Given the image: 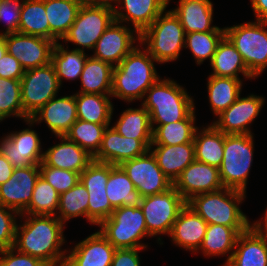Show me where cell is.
<instances>
[{"label": "cell", "instance_id": "cell-9", "mask_svg": "<svg viewBox=\"0 0 267 266\" xmlns=\"http://www.w3.org/2000/svg\"><path fill=\"white\" fill-rule=\"evenodd\" d=\"M267 21L243 23L224 27L225 36L232 42L248 68L256 78L267 67Z\"/></svg>", "mask_w": 267, "mask_h": 266}, {"label": "cell", "instance_id": "cell-23", "mask_svg": "<svg viewBox=\"0 0 267 266\" xmlns=\"http://www.w3.org/2000/svg\"><path fill=\"white\" fill-rule=\"evenodd\" d=\"M56 137H60L61 143L48 148L43 153L39 166H50L81 174L93 161V156L65 135Z\"/></svg>", "mask_w": 267, "mask_h": 266}, {"label": "cell", "instance_id": "cell-51", "mask_svg": "<svg viewBox=\"0 0 267 266\" xmlns=\"http://www.w3.org/2000/svg\"><path fill=\"white\" fill-rule=\"evenodd\" d=\"M143 249H116L111 266H140L139 251Z\"/></svg>", "mask_w": 267, "mask_h": 266}, {"label": "cell", "instance_id": "cell-40", "mask_svg": "<svg viewBox=\"0 0 267 266\" xmlns=\"http://www.w3.org/2000/svg\"><path fill=\"white\" fill-rule=\"evenodd\" d=\"M112 127L127 138L152 139L153 129L150 115L143 106L139 109H126Z\"/></svg>", "mask_w": 267, "mask_h": 266}, {"label": "cell", "instance_id": "cell-11", "mask_svg": "<svg viewBox=\"0 0 267 266\" xmlns=\"http://www.w3.org/2000/svg\"><path fill=\"white\" fill-rule=\"evenodd\" d=\"M187 202L172 186L167 191L145 196L140 207L142 208L148 234L154 237L158 234H170L173 223Z\"/></svg>", "mask_w": 267, "mask_h": 266}, {"label": "cell", "instance_id": "cell-27", "mask_svg": "<svg viewBox=\"0 0 267 266\" xmlns=\"http://www.w3.org/2000/svg\"><path fill=\"white\" fill-rule=\"evenodd\" d=\"M225 266H267V236L251 227L241 233Z\"/></svg>", "mask_w": 267, "mask_h": 266}, {"label": "cell", "instance_id": "cell-15", "mask_svg": "<svg viewBox=\"0 0 267 266\" xmlns=\"http://www.w3.org/2000/svg\"><path fill=\"white\" fill-rule=\"evenodd\" d=\"M127 27L122 25V22L114 20L98 39L92 57L117 66L136 47L133 45L134 42H140V34Z\"/></svg>", "mask_w": 267, "mask_h": 266}, {"label": "cell", "instance_id": "cell-41", "mask_svg": "<svg viewBox=\"0 0 267 266\" xmlns=\"http://www.w3.org/2000/svg\"><path fill=\"white\" fill-rule=\"evenodd\" d=\"M108 126L110 124H95L77 119L65 136L94 157L101 147L103 134Z\"/></svg>", "mask_w": 267, "mask_h": 266}, {"label": "cell", "instance_id": "cell-5", "mask_svg": "<svg viewBox=\"0 0 267 266\" xmlns=\"http://www.w3.org/2000/svg\"><path fill=\"white\" fill-rule=\"evenodd\" d=\"M185 37V30L178 17L170 10L162 12L140 34V46L147 45L145 49L157 63H166L180 56L181 49L185 47Z\"/></svg>", "mask_w": 267, "mask_h": 266}, {"label": "cell", "instance_id": "cell-50", "mask_svg": "<svg viewBox=\"0 0 267 266\" xmlns=\"http://www.w3.org/2000/svg\"><path fill=\"white\" fill-rule=\"evenodd\" d=\"M25 70L20 62L6 52L0 59V77L7 79H21Z\"/></svg>", "mask_w": 267, "mask_h": 266}, {"label": "cell", "instance_id": "cell-46", "mask_svg": "<svg viewBox=\"0 0 267 266\" xmlns=\"http://www.w3.org/2000/svg\"><path fill=\"white\" fill-rule=\"evenodd\" d=\"M40 176L59 193L66 192L80 181V173L70 170L39 166Z\"/></svg>", "mask_w": 267, "mask_h": 266}, {"label": "cell", "instance_id": "cell-13", "mask_svg": "<svg viewBox=\"0 0 267 266\" xmlns=\"http://www.w3.org/2000/svg\"><path fill=\"white\" fill-rule=\"evenodd\" d=\"M120 166L143 197L163 193L173 186L150 150L142 156L123 162Z\"/></svg>", "mask_w": 267, "mask_h": 266}, {"label": "cell", "instance_id": "cell-2", "mask_svg": "<svg viewBox=\"0 0 267 266\" xmlns=\"http://www.w3.org/2000/svg\"><path fill=\"white\" fill-rule=\"evenodd\" d=\"M138 47L113 68L111 96L126 102L143 99L146 91L160 77L154 66L157 61L145 48Z\"/></svg>", "mask_w": 267, "mask_h": 266}, {"label": "cell", "instance_id": "cell-56", "mask_svg": "<svg viewBox=\"0 0 267 266\" xmlns=\"http://www.w3.org/2000/svg\"><path fill=\"white\" fill-rule=\"evenodd\" d=\"M83 3H91V2H95V3H110L112 4L113 0H80Z\"/></svg>", "mask_w": 267, "mask_h": 266}, {"label": "cell", "instance_id": "cell-48", "mask_svg": "<svg viewBox=\"0 0 267 266\" xmlns=\"http://www.w3.org/2000/svg\"><path fill=\"white\" fill-rule=\"evenodd\" d=\"M22 3L20 0H0V22H7L6 31L0 35L18 33Z\"/></svg>", "mask_w": 267, "mask_h": 266}, {"label": "cell", "instance_id": "cell-34", "mask_svg": "<svg viewBox=\"0 0 267 266\" xmlns=\"http://www.w3.org/2000/svg\"><path fill=\"white\" fill-rule=\"evenodd\" d=\"M248 229H233L219 224H208L206 234L199 250L204 256L228 255L225 266L230 260L239 235Z\"/></svg>", "mask_w": 267, "mask_h": 266}, {"label": "cell", "instance_id": "cell-16", "mask_svg": "<svg viewBox=\"0 0 267 266\" xmlns=\"http://www.w3.org/2000/svg\"><path fill=\"white\" fill-rule=\"evenodd\" d=\"M152 139H134L120 135L112 126L105 129L101 147L93 160L121 165L127 160L144 155L150 148Z\"/></svg>", "mask_w": 267, "mask_h": 266}, {"label": "cell", "instance_id": "cell-55", "mask_svg": "<svg viewBox=\"0 0 267 266\" xmlns=\"http://www.w3.org/2000/svg\"><path fill=\"white\" fill-rule=\"evenodd\" d=\"M7 52V47L5 43V38L3 35H0V59Z\"/></svg>", "mask_w": 267, "mask_h": 266}, {"label": "cell", "instance_id": "cell-3", "mask_svg": "<svg viewBox=\"0 0 267 266\" xmlns=\"http://www.w3.org/2000/svg\"><path fill=\"white\" fill-rule=\"evenodd\" d=\"M246 193L232 188H223L215 192L201 193L187 201L207 224H219L233 229H249L251 222L241 211Z\"/></svg>", "mask_w": 267, "mask_h": 266}, {"label": "cell", "instance_id": "cell-42", "mask_svg": "<svg viewBox=\"0 0 267 266\" xmlns=\"http://www.w3.org/2000/svg\"><path fill=\"white\" fill-rule=\"evenodd\" d=\"M60 194L44 178L39 176L29 206L21 213L20 217L25 214L29 215H53L58 212Z\"/></svg>", "mask_w": 267, "mask_h": 266}, {"label": "cell", "instance_id": "cell-22", "mask_svg": "<svg viewBox=\"0 0 267 266\" xmlns=\"http://www.w3.org/2000/svg\"><path fill=\"white\" fill-rule=\"evenodd\" d=\"M116 248L99 232H95L66 256L64 266H111Z\"/></svg>", "mask_w": 267, "mask_h": 266}, {"label": "cell", "instance_id": "cell-49", "mask_svg": "<svg viewBox=\"0 0 267 266\" xmlns=\"http://www.w3.org/2000/svg\"><path fill=\"white\" fill-rule=\"evenodd\" d=\"M0 255V266H48L42 260L21 253L14 247L0 252Z\"/></svg>", "mask_w": 267, "mask_h": 266}, {"label": "cell", "instance_id": "cell-30", "mask_svg": "<svg viewBox=\"0 0 267 266\" xmlns=\"http://www.w3.org/2000/svg\"><path fill=\"white\" fill-rule=\"evenodd\" d=\"M210 64L213 68L211 74L213 76L240 79L239 74L242 73L245 78H255L248 71L241 54L226 36L218 43Z\"/></svg>", "mask_w": 267, "mask_h": 266}, {"label": "cell", "instance_id": "cell-4", "mask_svg": "<svg viewBox=\"0 0 267 266\" xmlns=\"http://www.w3.org/2000/svg\"><path fill=\"white\" fill-rule=\"evenodd\" d=\"M146 94L141 105L149 112L152 127L184 120L195 109L193 98L171 79L159 78Z\"/></svg>", "mask_w": 267, "mask_h": 266}, {"label": "cell", "instance_id": "cell-20", "mask_svg": "<svg viewBox=\"0 0 267 266\" xmlns=\"http://www.w3.org/2000/svg\"><path fill=\"white\" fill-rule=\"evenodd\" d=\"M265 99L250 94L236 101L220 115L213 125L224 134H252L249 124L259 115Z\"/></svg>", "mask_w": 267, "mask_h": 266}, {"label": "cell", "instance_id": "cell-45", "mask_svg": "<svg viewBox=\"0 0 267 266\" xmlns=\"http://www.w3.org/2000/svg\"><path fill=\"white\" fill-rule=\"evenodd\" d=\"M11 116L23 118L21 79L0 77V122Z\"/></svg>", "mask_w": 267, "mask_h": 266}, {"label": "cell", "instance_id": "cell-54", "mask_svg": "<svg viewBox=\"0 0 267 266\" xmlns=\"http://www.w3.org/2000/svg\"><path fill=\"white\" fill-rule=\"evenodd\" d=\"M264 221L260 219V221L254 222L250 227L258 234L267 236V209L264 215Z\"/></svg>", "mask_w": 267, "mask_h": 266}, {"label": "cell", "instance_id": "cell-14", "mask_svg": "<svg viewBox=\"0 0 267 266\" xmlns=\"http://www.w3.org/2000/svg\"><path fill=\"white\" fill-rule=\"evenodd\" d=\"M3 36L7 52L20 62L25 71L51 63L54 41L19 32Z\"/></svg>", "mask_w": 267, "mask_h": 266}, {"label": "cell", "instance_id": "cell-52", "mask_svg": "<svg viewBox=\"0 0 267 266\" xmlns=\"http://www.w3.org/2000/svg\"><path fill=\"white\" fill-rule=\"evenodd\" d=\"M14 169L11 162L0 152V185L12 176Z\"/></svg>", "mask_w": 267, "mask_h": 266}, {"label": "cell", "instance_id": "cell-37", "mask_svg": "<svg viewBox=\"0 0 267 266\" xmlns=\"http://www.w3.org/2000/svg\"><path fill=\"white\" fill-rule=\"evenodd\" d=\"M195 109L184 119L165 125L152 127L151 145H177L194 142L195 127Z\"/></svg>", "mask_w": 267, "mask_h": 266}, {"label": "cell", "instance_id": "cell-53", "mask_svg": "<svg viewBox=\"0 0 267 266\" xmlns=\"http://www.w3.org/2000/svg\"><path fill=\"white\" fill-rule=\"evenodd\" d=\"M256 20L267 21V0H251Z\"/></svg>", "mask_w": 267, "mask_h": 266}, {"label": "cell", "instance_id": "cell-17", "mask_svg": "<svg viewBox=\"0 0 267 266\" xmlns=\"http://www.w3.org/2000/svg\"><path fill=\"white\" fill-rule=\"evenodd\" d=\"M39 176V165L15 168L12 176L0 185V204L21 214L32 200Z\"/></svg>", "mask_w": 267, "mask_h": 266}, {"label": "cell", "instance_id": "cell-25", "mask_svg": "<svg viewBox=\"0 0 267 266\" xmlns=\"http://www.w3.org/2000/svg\"><path fill=\"white\" fill-rule=\"evenodd\" d=\"M116 5H121V10L118 11L114 5L115 20L119 22H128L134 26L139 34L147 29L153 21L165 11L170 0H113Z\"/></svg>", "mask_w": 267, "mask_h": 266}, {"label": "cell", "instance_id": "cell-29", "mask_svg": "<svg viewBox=\"0 0 267 266\" xmlns=\"http://www.w3.org/2000/svg\"><path fill=\"white\" fill-rule=\"evenodd\" d=\"M106 194L114 208L122 206L138 207L141 205L143 199V196L135 188L127 173L120 165L110 164Z\"/></svg>", "mask_w": 267, "mask_h": 266}, {"label": "cell", "instance_id": "cell-43", "mask_svg": "<svg viewBox=\"0 0 267 266\" xmlns=\"http://www.w3.org/2000/svg\"><path fill=\"white\" fill-rule=\"evenodd\" d=\"M88 197L86 187L79 181L70 190L60 194L57 217L63 223L79 216H84L88 220Z\"/></svg>", "mask_w": 267, "mask_h": 266}, {"label": "cell", "instance_id": "cell-12", "mask_svg": "<svg viewBox=\"0 0 267 266\" xmlns=\"http://www.w3.org/2000/svg\"><path fill=\"white\" fill-rule=\"evenodd\" d=\"M110 164L93 160L80 174V181L88 191V221L99 225L115 209L106 194Z\"/></svg>", "mask_w": 267, "mask_h": 266}, {"label": "cell", "instance_id": "cell-33", "mask_svg": "<svg viewBox=\"0 0 267 266\" xmlns=\"http://www.w3.org/2000/svg\"><path fill=\"white\" fill-rule=\"evenodd\" d=\"M114 66L88 56L82 73L79 93L111 95Z\"/></svg>", "mask_w": 267, "mask_h": 266}, {"label": "cell", "instance_id": "cell-24", "mask_svg": "<svg viewBox=\"0 0 267 266\" xmlns=\"http://www.w3.org/2000/svg\"><path fill=\"white\" fill-rule=\"evenodd\" d=\"M207 225L206 221L186 204L168 236L177 246L196 253L202 245Z\"/></svg>", "mask_w": 267, "mask_h": 266}, {"label": "cell", "instance_id": "cell-19", "mask_svg": "<svg viewBox=\"0 0 267 266\" xmlns=\"http://www.w3.org/2000/svg\"><path fill=\"white\" fill-rule=\"evenodd\" d=\"M0 142V152L14 168L39 165L42 162V146L35 130L27 128L15 131L6 135Z\"/></svg>", "mask_w": 267, "mask_h": 266}, {"label": "cell", "instance_id": "cell-38", "mask_svg": "<svg viewBox=\"0 0 267 266\" xmlns=\"http://www.w3.org/2000/svg\"><path fill=\"white\" fill-rule=\"evenodd\" d=\"M18 32L50 39V26L45 12V0H23Z\"/></svg>", "mask_w": 267, "mask_h": 266}, {"label": "cell", "instance_id": "cell-6", "mask_svg": "<svg viewBox=\"0 0 267 266\" xmlns=\"http://www.w3.org/2000/svg\"><path fill=\"white\" fill-rule=\"evenodd\" d=\"M253 138L252 134H224V153L219 173L225 188L246 192L253 161Z\"/></svg>", "mask_w": 267, "mask_h": 266}, {"label": "cell", "instance_id": "cell-31", "mask_svg": "<svg viewBox=\"0 0 267 266\" xmlns=\"http://www.w3.org/2000/svg\"><path fill=\"white\" fill-rule=\"evenodd\" d=\"M82 4L80 0H45L50 40L56 43L64 37L74 23Z\"/></svg>", "mask_w": 267, "mask_h": 266}, {"label": "cell", "instance_id": "cell-28", "mask_svg": "<svg viewBox=\"0 0 267 266\" xmlns=\"http://www.w3.org/2000/svg\"><path fill=\"white\" fill-rule=\"evenodd\" d=\"M149 150L155 156L164 175L172 183L195 160L194 142L177 145H150Z\"/></svg>", "mask_w": 267, "mask_h": 266}, {"label": "cell", "instance_id": "cell-47", "mask_svg": "<svg viewBox=\"0 0 267 266\" xmlns=\"http://www.w3.org/2000/svg\"><path fill=\"white\" fill-rule=\"evenodd\" d=\"M16 215H21L14 209L0 204V252L14 247L16 236Z\"/></svg>", "mask_w": 267, "mask_h": 266}, {"label": "cell", "instance_id": "cell-44", "mask_svg": "<svg viewBox=\"0 0 267 266\" xmlns=\"http://www.w3.org/2000/svg\"><path fill=\"white\" fill-rule=\"evenodd\" d=\"M224 36L225 31L187 33L184 48H189L191 50L196 64L200 65L208 58L211 63L217 45Z\"/></svg>", "mask_w": 267, "mask_h": 266}, {"label": "cell", "instance_id": "cell-32", "mask_svg": "<svg viewBox=\"0 0 267 266\" xmlns=\"http://www.w3.org/2000/svg\"><path fill=\"white\" fill-rule=\"evenodd\" d=\"M194 135L195 160L219 168L224 153V133L213 124Z\"/></svg>", "mask_w": 267, "mask_h": 266}, {"label": "cell", "instance_id": "cell-35", "mask_svg": "<svg viewBox=\"0 0 267 266\" xmlns=\"http://www.w3.org/2000/svg\"><path fill=\"white\" fill-rule=\"evenodd\" d=\"M110 96L76 93L77 118L95 124H110L114 109Z\"/></svg>", "mask_w": 267, "mask_h": 266}, {"label": "cell", "instance_id": "cell-36", "mask_svg": "<svg viewBox=\"0 0 267 266\" xmlns=\"http://www.w3.org/2000/svg\"><path fill=\"white\" fill-rule=\"evenodd\" d=\"M207 89L211 109L218 116L236 101L241 93L242 81L236 78L210 75Z\"/></svg>", "mask_w": 267, "mask_h": 266}, {"label": "cell", "instance_id": "cell-26", "mask_svg": "<svg viewBox=\"0 0 267 266\" xmlns=\"http://www.w3.org/2000/svg\"><path fill=\"white\" fill-rule=\"evenodd\" d=\"M172 12L178 17L185 33L225 31L224 28L211 26L213 4L210 0H179V6Z\"/></svg>", "mask_w": 267, "mask_h": 266}, {"label": "cell", "instance_id": "cell-18", "mask_svg": "<svg viewBox=\"0 0 267 266\" xmlns=\"http://www.w3.org/2000/svg\"><path fill=\"white\" fill-rule=\"evenodd\" d=\"M173 187L186 202L197 194L215 192L224 188L219 168L196 160L181 172Z\"/></svg>", "mask_w": 267, "mask_h": 266}, {"label": "cell", "instance_id": "cell-7", "mask_svg": "<svg viewBox=\"0 0 267 266\" xmlns=\"http://www.w3.org/2000/svg\"><path fill=\"white\" fill-rule=\"evenodd\" d=\"M99 232L116 249L138 248L146 249L147 245L140 243L144 237H149L145 217L140 206H122L115 208L112 215L103 220Z\"/></svg>", "mask_w": 267, "mask_h": 266}, {"label": "cell", "instance_id": "cell-8", "mask_svg": "<svg viewBox=\"0 0 267 266\" xmlns=\"http://www.w3.org/2000/svg\"><path fill=\"white\" fill-rule=\"evenodd\" d=\"M115 20L113 5L110 3H83L77 13L74 23L61 39L72 42L85 51L84 48L94 49L98 39Z\"/></svg>", "mask_w": 267, "mask_h": 266}, {"label": "cell", "instance_id": "cell-10", "mask_svg": "<svg viewBox=\"0 0 267 266\" xmlns=\"http://www.w3.org/2000/svg\"><path fill=\"white\" fill-rule=\"evenodd\" d=\"M60 84L52 63L26 70L21 78L24 121L57 96Z\"/></svg>", "mask_w": 267, "mask_h": 266}, {"label": "cell", "instance_id": "cell-1", "mask_svg": "<svg viewBox=\"0 0 267 266\" xmlns=\"http://www.w3.org/2000/svg\"><path fill=\"white\" fill-rule=\"evenodd\" d=\"M23 225H17L14 248L21 253L36 257L48 266H64L66 249L64 223L53 215L26 214Z\"/></svg>", "mask_w": 267, "mask_h": 266}, {"label": "cell", "instance_id": "cell-21", "mask_svg": "<svg viewBox=\"0 0 267 266\" xmlns=\"http://www.w3.org/2000/svg\"><path fill=\"white\" fill-rule=\"evenodd\" d=\"M75 94L49 100L43 107L26 119L27 124L46 122L56 136H64L77 121Z\"/></svg>", "mask_w": 267, "mask_h": 266}, {"label": "cell", "instance_id": "cell-39", "mask_svg": "<svg viewBox=\"0 0 267 266\" xmlns=\"http://www.w3.org/2000/svg\"><path fill=\"white\" fill-rule=\"evenodd\" d=\"M87 58L84 51L68 50V47L65 49L61 43H55L51 63L55 67L60 86L63 79H80Z\"/></svg>", "mask_w": 267, "mask_h": 266}]
</instances>
